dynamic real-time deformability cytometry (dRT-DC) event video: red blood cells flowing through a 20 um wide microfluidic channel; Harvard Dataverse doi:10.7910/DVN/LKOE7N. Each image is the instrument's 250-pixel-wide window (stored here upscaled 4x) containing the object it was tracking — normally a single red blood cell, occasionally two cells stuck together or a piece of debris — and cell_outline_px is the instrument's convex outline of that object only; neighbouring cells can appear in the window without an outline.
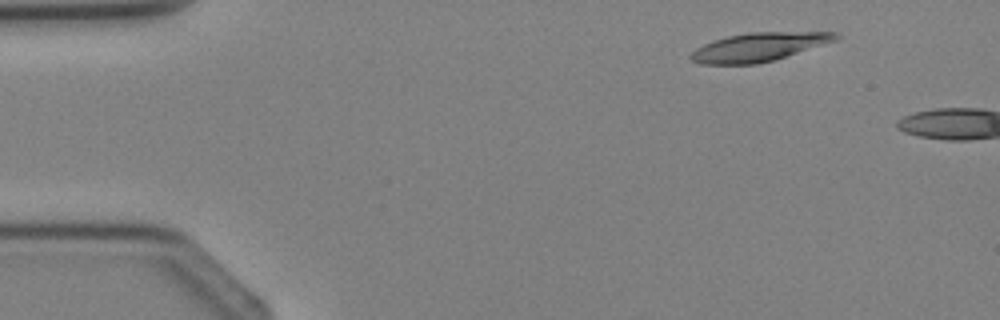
{"species": "Egyptian fruit bat (a non-hibernating species)", "species_latin": "Rousettus aegyptiacus", "temperature_condition": "cold", "stored_images_in_passage": 2, "camera_frame_rate_fps": 3000, "um_per_image_px": 0.085, "animal": {"sex": "female"}, "frame": {"image": 1, "passage_image": 1, "time_ms": 0.0, "image_size_px": [1000, 320], "cell_outline_px": [[840, 36], [836, 40], [776, 60], [756, 64], [700, 64], [692, 60], [688, 56], [696, 48], [704, 44], [728, 36], [752, 32], [836, 32]], "centroid_in_image_um": [64.5, 4.0], "position_along_channel_um": 20.5, "area_um2": 23.99}}